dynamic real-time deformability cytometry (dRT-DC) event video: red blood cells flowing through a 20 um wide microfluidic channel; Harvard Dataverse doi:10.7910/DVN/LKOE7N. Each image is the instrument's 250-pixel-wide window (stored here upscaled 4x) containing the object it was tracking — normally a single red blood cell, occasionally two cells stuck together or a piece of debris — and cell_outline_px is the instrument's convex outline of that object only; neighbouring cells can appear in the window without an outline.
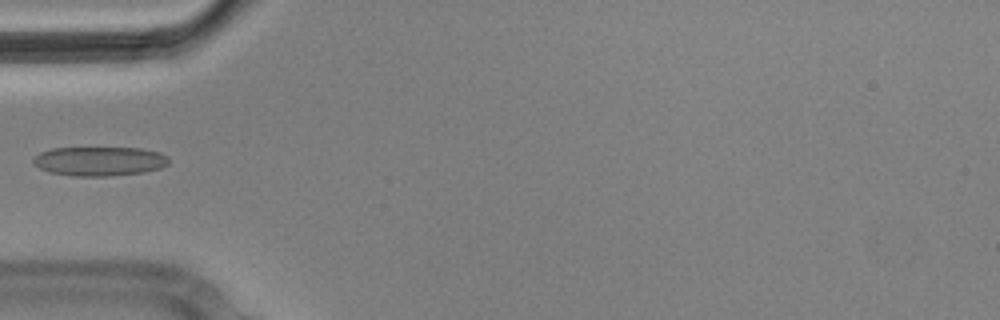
{"species": "Egyptian fruit bat (a non-hibernating species)", "species_latin": "Rousettus aegyptiacus", "temperature_condition": "cold", "stored_images_in_passage": 5, "camera_frame_rate_fps": 3000, "um_per_image_px": 0.085, "animal": {"sex": "male"}, "frame": {"image": 1, "passage_image": 5, "time_ms": 1.333, "image_size_px": [1000, 320], "cell_outline_px": [[168, 164], [160, 168], [144, 172], [108, 176], [72, 176], [48, 172], [32, 164], [32, 160], [40, 152], [52, 148], [140, 148], [160, 152], [168, 156]], "centroid_in_image_um": [8.44, 13.7], "position_along_channel_um": 76.6, "area_um2": 23.18}}